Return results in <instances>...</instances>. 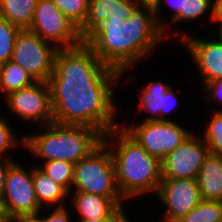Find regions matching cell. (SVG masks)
<instances>
[{
  "label": "cell",
  "instance_id": "obj_32",
  "mask_svg": "<svg viewBox=\"0 0 222 222\" xmlns=\"http://www.w3.org/2000/svg\"><path fill=\"white\" fill-rule=\"evenodd\" d=\"M10 157L5 156V158H0V198L3 195V190L5 186V178L8 168L14 163Z\"/></svg>",
  "mask_w": 222,
  "mask_h": 222
},
{
  "label": "cell",
  "instance_id": "obj_26",
  "mask_svg": "<svg viewBox=\"0 0 222 222\" xmlns=\"http://www.w3.org/2000/svg\"><path fill=\"white\" fill-rule=\"evenodd\" d=\"M214 0H183L182 21L196 20L210 12V20H213ZM212 6V7H211ZM211 9V10H210Z\"/></svg>",
  "mask_w": 222,
  "mask_h": 222
},
{
  "label": "cell",
  "instance_id": "obj_27",
  "mask_svg": "<svg viewBox=\"0 0 222 222\" xmlns=\"http://www.w3.org/2000/svg\"><path fill=\"white\" fill-rule=\"evenodd\" d=\"M5 117H0V158H4L6 151L13 146H17L19 143L17 141V135L11 129ZM4 155V156H3Z\"/></svg>",
  "mask_w": 222,
  "mask_h": 222
},
{
  "label": "cell",
  "instance_id": "obj_10",
  "mask_svg": "<svg viewBox=\"0 0 222 222\" xmlns=\"http://www.w3.org/2000/svg\"><path fill=\"white\" fill-rule=\"evenodd\" d=\"M209 154L207 144L192 133L161 161L162 179H196Z\"/></svg>",
  "mask_w": 222,
  "mask_h": 222
},
{
  "label": "cell",
  "instance_id": "obj_12",
  "mask_svg": "<svg viewBox=\"0 0 222 222\" xmlns=\"http://www.w3.org/2000/svg\"><path fill=\"white\" fill-rule=\"evenodd\" d=\"M157 196L167 207L160 222H178L202 201L196 179H161Z\"/></svg>",
  "mask_w": 222,
  "mask_h": 222
},
{
  "label": "cell",
  "instance_id": "obj_20",
  "mask_svg": "<svg viewBox=\"0 0 222 222\" xmlns=\"http://www.w3.org/2000/svg\"><path fill=\"white\" fill-rule=\"evenodd\" d=\"M36 80L20 65L9 60L0 65V92L9 93L34 84Z\"/></svg>",
  "mask_w": 222,
  "mask_h": 222
},
{
  "label": "cell",
  "instance_id": "obj_7",
  "mask_svg": "<svg viewBox=\"0 0 222 222\" xmlns=\"http://www.w3.org/2000/svg\"><path fill=\"white\" fill-rule=\"evenodd\" d=\"M120 127L151 156L162 161L173 149L185 141L193 132L176 122L143 120L133 126Z\"/></svg>",
  "mask_w": 222,
  "mask_h": 222
},
{
  "label": "cell",
  "instance_id": "obj_30",
  "mask_svg": "<svg viewBox=\"0 0 222 222\" xmlns=\"http://www.w3.org/2000/svg\"><path fill=\"white\" fill-rule=\"evenodd\" d=\"M205 92L204 94L207 93V97H204V98H210V100L212 99H222V79H215V80H211V81H208L206 82L205 84ZM222 111V109H221Z\"/></svg>",
  "mask_w": 222,
  "mask_h": 222
},
{
  "label": "cell",
  "instance_id": "obj_17",
  "mask_svg": "<svg viewBox=\"0 0 222 222\" xmlns=\"http://www.w3.org/2000/svg\"><path fill=\"white\" fill-rule=\"evenodd\" d=\"M196 181L202 199L222 201V156L209 154Z\"/></svg>",
  "mask_w": 222,
  "mask_h": 222
},
{
  "label": "cell",
  "instance_id": "obj_11",
  "mask_svg": "<svg viewBox=\"0 0 222 222\" xmlns=\"http://www.w3.org/2000/svg\"><path fill=\"white\" fill-rule=\"evenodd\" d=\"M4 97L9 111L24 121H41L42 126L53 123L48 82L36 81L32 85L11 92Z\"/></svg>",
  "mask_w": 222,
  "mask_h": 222
},
{
  "label": "cell",
  "instance_id": "obj_23",
  "mask_svg": "<svg viewBox=\"0 0 222 222\" xmlns=\"http://www.w3.org/2000/svg\"><path fill=\"white\" fill-rule=\"evenodd\" d=\"M204 130L203 141L210 154L222 156V111L215 110Z\"/></svg>",
  "mask_w": 222,
  "mask_h": 222
},
{
  "label": "cell",
  "instance_id": "obj_22",
  "mask_svg": "<svg viewBox=\"0 0 222 222\" xmlns=\"http://www.w3.org/2000/svg\"><path fill=\"white\" fill-rule=\"evenodd\" d=\"M40 169L53 181L62 185L69 193L71 191L74 164L63 160L44 161Z\"/></svg>",
  "mask_w": 222,
  "mask_h": 222
},
{
  "label": "cell",
  "instance_id": "obj_21",
  "mask_svg": "<svg viewBox=\"0 0 222 222\" xmlns=\"http://www.w3.org/2000/svg\"><path fill=\"white\" fill-rule=\"evenodd\" d=\"M222 219V201L204 200L178 222H220Z\"/></svg>",
  "mask_w": 222,
  "mask_h": 222
},
{
  "label": "cell",
  "instance_id": "obj_34",
  "mask_svg": "<svg viewBox=\"0 0 222 222\" xmlns=\"http://www.w3.org/2000/svg\"><path fill=\"white\" fill-rule=\"evenodd\" d=\"M139 6L155 8L160 0H134Z\"/></svg>",
  "mask_w": 222,
  "mask_h": 222
},
{
  "label": "cell",
  "instance_id": "obj_29",
  "mask_svg": "<svg viewBox=\"0 0 222 222\" xmlns=\"http://www.w3.org/2000/svg\"><path fill=\"white\" fill-rule=\"evenodd\" d=\"M66 206L62 207H55V209L52 211V213L47 217L40 216V212L33 217L29 222H71L70 220V213L68 212Z\"/></svg>",
  "mask_w": 222,
  "mask_h": 222
},
{
  "label": "cell",
  "instance_id": "obj_19",
  "mask_svg": "<svg viewBox=\"0 0 222 222\" xmlns=\"http://www.w3.org/2000/svg\"><path fill=\"white\" fill-rule=\"evenodd\" d=\"M38 0H0V16L21 30L29 29Z\"/></svg>",
  "mask_w": 222,
  "mask_h": 222
},
{
  "label": "cell",
  "instance_id": "obj_18",
  "mask_svg": "<svg viewBox=\"0 0 222 222\" xmlns=\"http://www.w3.org/2000/svg\"><path fill=\"white\" fill-rule=\"evenodd\" d=\"M32 178L36 198L41 207L49 208L53 205L65 206L63 202L67 199L69 192L60 184L53 181L39 167L32 169Z\"/></svg>",
  "mask_w": 222,
  "mask_h": 222
},
{
  "label": "cell",
  "instance_id": "obj_31",
  "mask_svg": "<svg viewBox=\"0 0 222 222\" xmlns=\"http://www.w3.org/2000/svg\"><path fill=\"white\" fill-rule=\"evenodd\" d=\"M125 212L126 211L123 209L122 206L107 219H87L78 220V222H126L129 218L127 217Z\"/></svg>",
  "mask_w": 222,
  "mask_h": 222
},
{
  "label": "cell",
  "instance_id": "obj_13",
  "mask_svg": "<svg viewBox=\"0 0 222 222\" xmlns=\"http://www.w3.org/2000/svg\"><path fill=\"white\" fill-rule=\"evenodd\" d=\"M176 33L175 36H180L179 40L184 43L197 64L203 85L211 80L222 79V35L219 34L217 40L209 41L202 38H192L187 33Z\"/></svg>",
  "mask_w": 222,
  "mask_h": 222
},
{
  "label": "cell",
  "instance_id": "obj_36",
  "mask_svg": "<svg viewBox=\"0 0 222 222\" xmlns=\"http://www.w3.org/2000/svg\"><path fill=\"white\" fill-rule=\"evenodd\" d=\"M2 212H3V208H2L1 198H0V213Z\"/></svg>",
  "mask_w": 222,
  "mask_h": 222
},
{
  "label": "cell",
  "instance_id": "obj_14",
  "mask_svg": "<svg viewBox=\"0 0 222 222\" xmlns=\"http://www.w3.org/2000/svg\"><path fill=\"white\" fill-rule=\"evenodd\" d=\"M138 4L134 0H89L88 13L79 33L85 41L107 19L129 18Z\"/></svg>",
  "mask_w": 222,
  "mask_h": 222
},
{
  "label": "cell",
  "instance_id": "obj_33",
  "mask_svg": "<svg viewBox=\"0 0 222 222\" xmlns=\"http://www.w3.org/2000/svg\"><path fill=\"white\" fill-rule=\"evenodd\" d=\"M213 21L220 23L219 32L222 31V0H214Z\"/></svg>",
  "mask_w": 222,
  "mask_h": 222
},
{
  "label": "cell",
  "instance_id": "obj_2",
  "mask_svg": "<svg viewBox=\"0 0 222 222\" xmlns=\"http://www.w3.org/2000/svg\"><path fill=\"white\" fill-rule=\"evenodd\" d=\"M164 37L154 8L138 5L129 18L104 21L84 42L104 65L123 75L148 57Z\"/></svg>",
  "mask_w": 222,
  "mask_h": 222
},
{
  "label": "cell",
  "instance_id": "obj_15",
  "mask_svg": "<svg viewBox=\"0 0 222 222\" xmlns=\"http://www.w3.org/2000/svg\"><path fill=\"white\" fill-rule=\"evenodd\" d=\"M172 87L169 84H164L161 81H151L145 86L140 94L139 107L140 111L151 113V116L145 118L151 121H170L166 119L165 114L175 109L178 98Z\"/></svg>",
  "mask_w": 222,
  "mask_h": 222
},
{
  "label": "cell",
  "instance_id": "obj_1",
  "mask_svg": "<svg viewBox=\"0 0 222 222\" xmlns=\"http://www.w3.org/2000/svg\"><path fill=\"white\" fill-rule=\"evenodd\" d=\"M122 74L102 63L82 44L58 49L49 76L53 122L97 129L102 135L120 127L112 87Z\"/></svg>",
  "mask_w": 222,
  "mask_h": 222
},
{
  "label": "cell",
  "instance_id": "obj_4",
  "mask_svg": "<svg viewBox=\"0 0 222 222\" xmlns=\"http://www.w3.org/2000/svg\"><path fill=\"white\" fill-rule=\"evenodd\" d=\"M45 131L26 135L20 145L45 161L63 160L76 164L103 143V135L95 128L53 122Z\"/></svg>",
  "mask_w": 222,
  "mask_h": 222
},
{
  "label": "cell",
  "instance_id": "obj_5",
  "mask_svg": "<svg viewBox=\"0 0 222 222\" xmlns=\"http://www.w3.org/2000/svg\"><path fill=\"white\" fill-rule=\"evenodd\" d=\"M72 185L75 191L109 197L120 207L123 206L125 199L116 182L112 154L104 143L74 164Z\"/></svg>",
  "mask_w": 222,
  "mask_h": 222
},
{
  "label": "cell",
  "instance_id": "obj_9",
  "mask_svg": "<svg viewBox=\"0 0 222 222\" xmlns=\"http://www.w3.org/2000/svg\"><path fill=\"white\" fill-rule=\"evenodd\" d=\"M53 45V46H51ZM58 48L40 36L21 30L16 37L11 61L20 65L36 81L47 82L54 71Z\"/></svg>",
  "mask_w": 222,
  "mask_h": 222
},
{
  "label": "cell",
  "instance_id": "obj_6",
  "mask_svg": "<svg viewBox=\"0 0 222 222\" xmlns=\"http://www.w3.org/2000/svg\"><path fill=\"white\" fill-rule=\"evenodd\" d=\"M3 211L14 222H29L42 207L39 205L33 185L32 170L14 162L6 173L1 197Z\"/></svg>",
  "mask_w": 222,
  "mask_h": 222
},
{
  "label": "cell",
  "instance_id": "obj_8",
  "mask_svg": "<svg viewBox=\"0 0 222 222\" xmlns=\"http://www.w3.org/2000/svg\"><path fill=\"white\" fill-rule=\"evenodd\" d=\"M29 31L58 49L71 48L84 42L79 28L51 0H38ZM52 41V42H51Z\"/></svg>",
  "mask_w": 222,
  "mask_h": 222
},
{
  "label": "cell",
  "instance_id": "obj_35",
  "mask_svg": "<svg viewBox=\"0 0 222 222\" xmlns=\"http://www.w3.org/2000/svg\"><path fill=\"white\" fill-rule=\"evenodd\" d=\"M0 222H14L9 215L3 211L2 213H0Z\"/></svg>",
  "mask_w": 222,
  "mask_h": 222
},
{
  "label": "cell",
  "instance_id": "obj_16",
  "mask_svg": "<svg viewBox=\"0 0 222 222\" xmlns=\"http://www.w3.org/2000/svg\"><path fill=\"white\" fill-rule=\"evenodd\" d=\"M73 194L71 199L73 208L79 213L80 220L107 219L120 208L109 197L79 191H74Z\"/></svg>",
  "mask_w": 222,
  "mask_h": 222
},
{
  "label": "cell",
  "instance_id": "obj_28",
  "mask_svg": "<svg viewBox=\"0 0 222 222\" xmlns=\"http://www.w3.org/2000/svg\"><path fill=\"white\" fill-rule=\"evenodd\" d=\"M170 5L171 7H173L172 11V15H171V22L170 23H178V22H182V4H183V0H166ZM162 0L159 1V3L157 4V6L154 8V11H155V16H156V19H157V22L158 24L162 27L163 29V32H164V35H165V38L169 36V34L167 33H170L168 31V25H167V22H164L163 19H161L159 17V13L158 11L161 10V6H162ZM168 31V32H167ZM168 35V36H167Z\"/></svg>",
  "mask_w": 222,
  "mask_h": 222
},
{
  "label": "cell",
  "instance_id": "obj_25",
  "mask_svg": "<svg viewBox=\"0 0 222 222\" xmlns=\"http://www.w3.org/2000/svg\"><path fill=\"white\" fill-rule=\"evenodd\" d=\"M53 4L78 28L86 19L89 0H51Z\"/></svg>",
  "mask_w": 222,
  "mask_h": 222
},
{
  "label": "cell",
  "instance_id": "obj_24",
  "mask_svg": "<svg viewBox=\"0 0 222 222\" xmlns=\"http://www.w3.org/2000/svg\"><path fill=\"white\" fill-rule=\"evenodd\" d=\"M21 29L0 16V65L12 58L15 40Z\"/></svg>",
  "mask_w": 222,
  "mask_h": 222
},
{
  "label": "cell",
  "instance_id": "obj_3",
  "mask_svg": "<svg viewBox=\"0 0 222 222\" xmlns=\"http://www.w3.org/2000/svg\"><path fill=\"white\" fill-rule=\"evenodd\" d=\"M103 143L111 151L116 182L124 199L151 191L157 193L162 179L161 161L148 154L121 127L106 132Z\"/></svg>",
  "mask_w": 222,
  "mask_h": 222
}]
</instances>
